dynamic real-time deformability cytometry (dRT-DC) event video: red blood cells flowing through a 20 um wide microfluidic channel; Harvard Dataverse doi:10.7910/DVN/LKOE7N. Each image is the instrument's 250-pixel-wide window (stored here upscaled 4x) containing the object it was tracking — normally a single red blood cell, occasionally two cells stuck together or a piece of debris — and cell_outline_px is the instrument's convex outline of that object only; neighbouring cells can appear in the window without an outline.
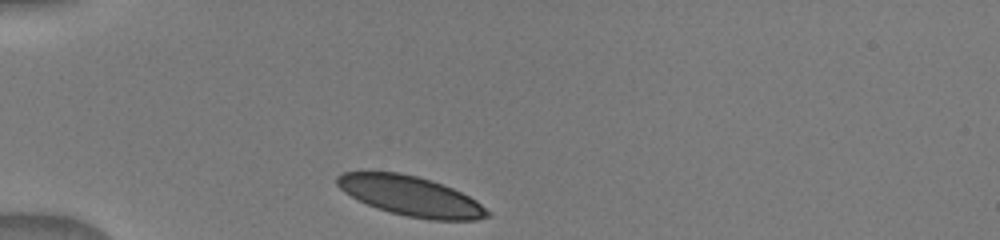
{"species": "human", "species_latin": "Homo sapiens", "temperature_condition": "warm", "stored_images_in_passage": 5, "camera_frame_rate_fps": 3000, "um_per_image_px": 0.085, "donor": {"sex": "male"}, "frame": {"image": 1, "passage_image": 1, "time_ms": 0.0, "image_size_px": [1000, 240], "cell_outline_px": [[488, 216], [476, 220], [432, 220], [408, 216], [376, 208], [344, 192], [336, 184], [336, 176], [344, 172], [400, 172], [432, 180], [452, 188], [476, 200], [488, 212]], "centroid_in_image_um": [34.89, 16.65], "position_along_channel_um": 50.1, "area_um2": 34.33}}
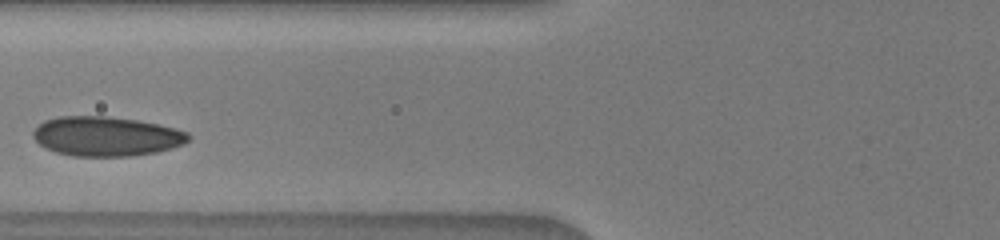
{"frame": {"image": 2, "passage_image": 5, "time_ms": 2.333, "image_size_px": [1000, 240], "cell_outline_px": [[188, 140], [184, 144], [172, 148], [156, 152], [132, 156], [72, 156], [56, 152], [44, 148], [32, 136], [32, 132], [44, 120], [60, 116], [108, 116], [136, 120], [156, 124], [188, 132]], "centroid_in_image_um": [9.0, 11.59], "position_along_channel_um": 116.8, "area_um2": 35.66}}